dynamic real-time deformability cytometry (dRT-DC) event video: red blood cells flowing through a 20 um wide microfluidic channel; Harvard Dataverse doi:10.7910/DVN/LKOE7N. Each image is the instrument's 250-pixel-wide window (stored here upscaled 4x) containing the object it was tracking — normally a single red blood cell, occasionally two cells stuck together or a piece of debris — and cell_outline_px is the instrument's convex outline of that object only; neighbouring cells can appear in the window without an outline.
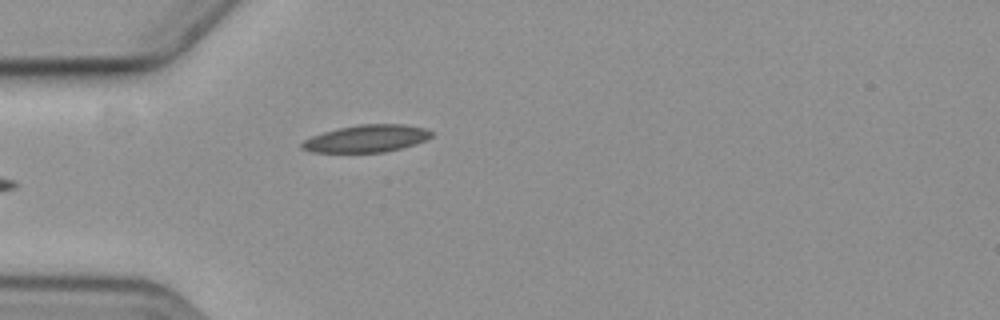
{"species": "common noctule bat (a hibernating species)", "species_latin": "Nyctalus noctula", "temperature_condition": "cold", "stored_images_in_passage": 5, "camera_frame_rate_fps": 3000, "um_per_image_px": 0.085, "animal": {"sex": "female", "body_mass_g": 19.3, "forearm_length_mm": 54.1}, "frame": {"image": 1, "passage_image": 5, "time_ms": 5.333, "image_size_px": [1000, 320], "cell_outline_px": [[432, 136], [416, 144], [384, 152], [312, 152], [300, 148], [300, 144], [304, 140], [312, 136], [324, 132], [340, 128], [360, 124], [404, 124], [424, 128], [432, 132]], "centroid_in_image_um": [31.14, 11.78], "position_along_channel_um": 53.9, "area_um2": 20.4}}